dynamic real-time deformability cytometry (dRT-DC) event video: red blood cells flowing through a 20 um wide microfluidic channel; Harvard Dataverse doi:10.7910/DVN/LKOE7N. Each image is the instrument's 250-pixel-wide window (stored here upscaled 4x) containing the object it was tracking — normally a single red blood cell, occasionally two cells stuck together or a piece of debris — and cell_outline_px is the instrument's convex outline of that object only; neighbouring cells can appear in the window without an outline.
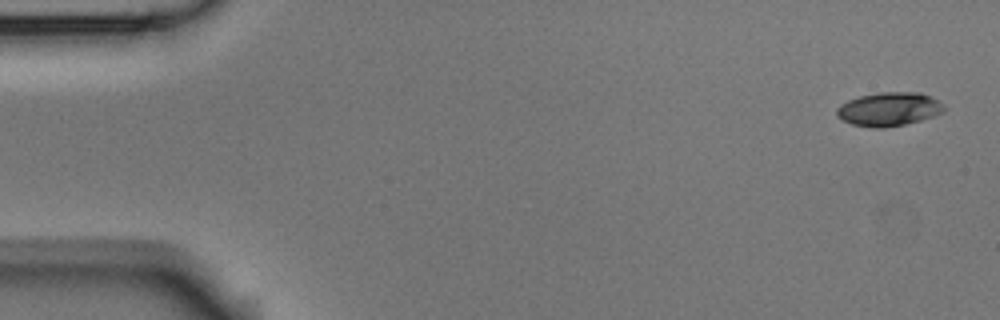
{"species": "Egyptian fruit bat (a non-hibernating species)", "species_latin": "Rousettus aegyptiacus", "temperature_condition": "room temperature", "stored_images_in_passage": 4, "camera_frame_rate_fps": 3000, "um_per_image_px": 0.085, "animal": {"sex": "male"}, "frame": {"image": 1, "passage_image": 1, "time_ms": 0.0, "image_size_px": [1000, 320], "cell_outline_px": [[944, 108], [940, 112], [932, 116], [920, 120], [904, 124], [884, 128], [872, 128], [852, 124], [836, 116], [836, 108], [840, 104], [848, 100], [860, 96], [880, 92], [920, 92], [944, 104]], "centroid_in_image_um": [75.51, 9.28], "position_along_channel_um": 9.5, "area_um2": 20.87}}